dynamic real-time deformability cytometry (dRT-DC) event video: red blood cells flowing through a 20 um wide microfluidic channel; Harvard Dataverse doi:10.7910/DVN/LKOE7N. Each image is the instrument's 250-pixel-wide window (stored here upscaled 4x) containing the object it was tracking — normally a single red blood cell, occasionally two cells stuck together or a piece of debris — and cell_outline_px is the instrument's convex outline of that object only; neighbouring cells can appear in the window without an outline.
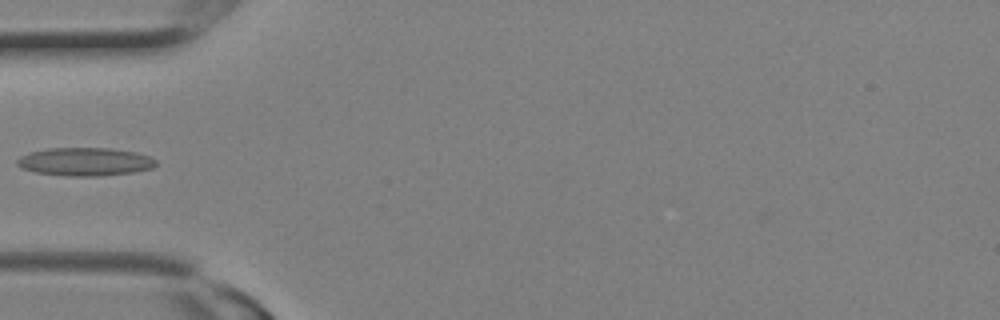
{"species": "Egyptian fruit bat (a non-hibernating species)", "species_latin": "Rousettus aegyptiacus", "temperature_condition": "room temperature", "stored_images_in_passage": 2, "camera_frame_rate_fps": 3000, "um_per_image_px": 0.085, "animal": {"sex": "female"}, "frame": {"image": 1, "passage_image": 2, "time_ms": 0.333, "image_size_px": [1000, 320], "cell_outline_px": [[156, 164], [152, 168], [132, 172], [100, 176], [64, 176], [36, 172], [20, 168], [16, 164], [16, 160], [20, 156], [28, 152], [48, 148], [112, 148], [136, 152], [148, 156], [156, 160]], "centroid_in_image_um": [7.18, 13.74], "position_along_channel_um": 77.8, "area_um2": 22.95}}